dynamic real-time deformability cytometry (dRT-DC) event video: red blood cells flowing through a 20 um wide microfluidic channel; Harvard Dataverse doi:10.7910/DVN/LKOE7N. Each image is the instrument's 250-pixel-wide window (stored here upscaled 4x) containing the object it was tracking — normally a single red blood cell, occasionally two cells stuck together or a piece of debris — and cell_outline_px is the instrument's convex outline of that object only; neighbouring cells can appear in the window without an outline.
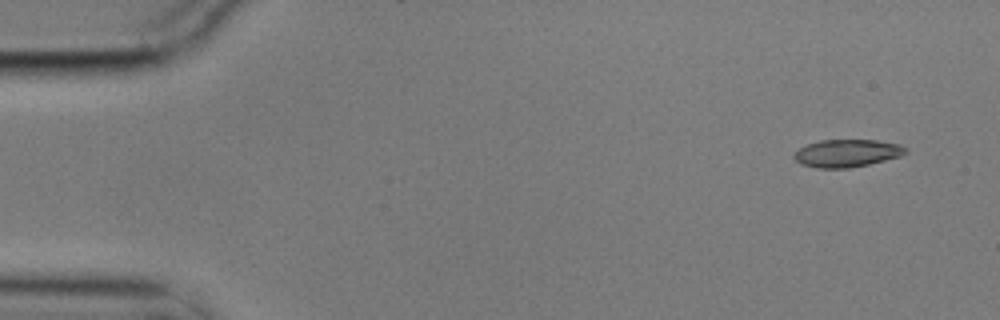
{"species": "common noctule bat (a hibernating species)", "species_latin": "Nyctalus noctula", "temperature_condition": "cold", "stored_images_in_passage": 5, "camera_frame_rate_fps": 3000, "um_per_image_px": 0.085, "animal": {"sex": "male", "body_mass_g": 17.9}, "frame": {"image": 1, "passage_image": 1, "time_ms": 0.0, "image_size_px": [1000, 320], "cell_outline_px": [[908, 152], [900, 156], [868, 164], [848, 168], [816, 168], [800, 164], [792, 156], [800, 148], [808, 144], [820, 140], [876, 140], [900, 144], [908, 148]], "centroid_in_image_um": [72.0, 13.02], "position_along_channel_um": 13.0, "area_um2": 17.92}}